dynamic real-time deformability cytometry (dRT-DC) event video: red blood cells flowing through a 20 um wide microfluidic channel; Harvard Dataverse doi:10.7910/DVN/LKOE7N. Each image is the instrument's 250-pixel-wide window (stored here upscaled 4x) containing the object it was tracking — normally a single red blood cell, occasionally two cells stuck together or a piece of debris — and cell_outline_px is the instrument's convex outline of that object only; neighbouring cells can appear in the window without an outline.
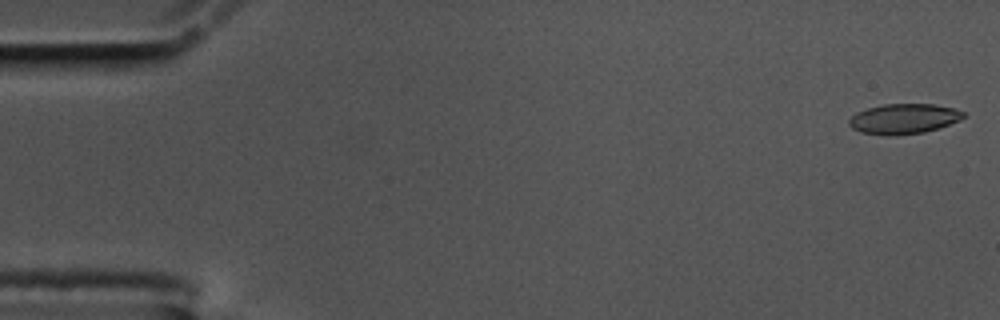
{"species": "common noctule bat (a hibernating species)", "species_latin": "Nyctalus noctula", "temperature_condition": "cold", "stored_images_in_passage": 57, "segment_of_instrument_passage": [1, 2], "camera_frame_rate_fps": 3000, "um_per_image_px": 0.085, "animal": {"sex": "male", "body_mass_g": 17.5, "forearm_length_mm": 52.3}, "frame": {"image": 1, "passage_image": 1, "time_ms": 0.0, "image_size_px": [1000, 320], "cell_outline_px": [[964, 116], [960, 120], [940, 128], [924, 132], [896, 136], [888, 136], [860, 132], [852, 128], [848, 124], [848, 120], [856, 112], [868, 108], [884, 104], [932, 104], [952, 108], [964, 112]], "centroid_in_image_um": [76.79, 10.11], "position_along_channel_um": 8.2, "area_um2": 20.17}}
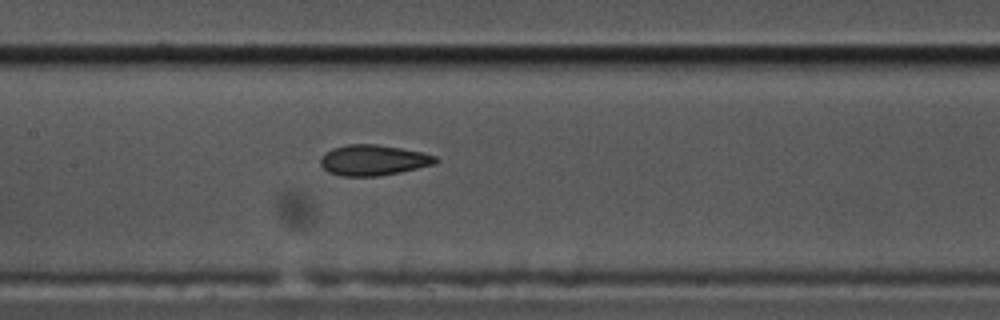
{"frame": {"image": 2, "passage_image": 27, "time_ms": 8.667, "image_size_px": [1000, 320], "cell_outline_px": [[440, 160], [436, 164], [400, 172], [376, 176], [340, 176], [328, 172], [320, 164], [320, 156], [324, 152], [332, 148], [348, 144], [376, 144], [400, 148], [420, 152], [436, 156]], "centroid_in_image_um": [31.71, 13.61], "position_along_channel_um": 175.7, "area_um2": 20.63}}
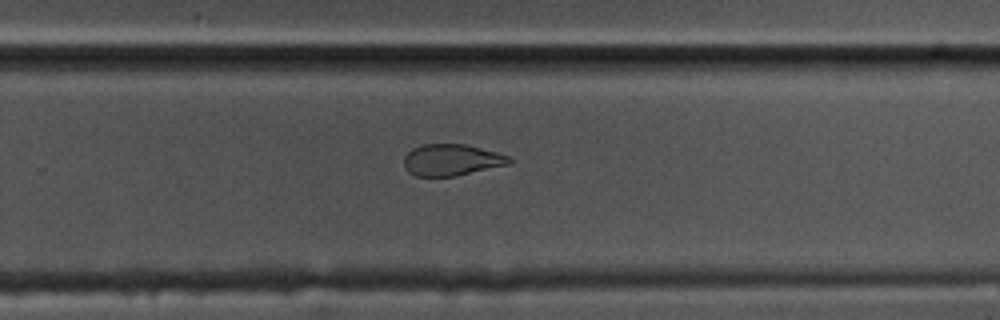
{"frame": {"image": 3, "passage_image": 37, "time_ms": 12.0, "image_size_px": [1000, 320], "cell_outline_px": [[512, 160], [508, 164], [456, 176], [416, 176], [408, 172], [404, 168], [404, 156], [412, 148], [424, 144], [464, 144], [512, 156]], "centroid_in_image_um": [38.36, 13.59], "position_along_channel_um": 291.4, "area_um2": 19.31}}